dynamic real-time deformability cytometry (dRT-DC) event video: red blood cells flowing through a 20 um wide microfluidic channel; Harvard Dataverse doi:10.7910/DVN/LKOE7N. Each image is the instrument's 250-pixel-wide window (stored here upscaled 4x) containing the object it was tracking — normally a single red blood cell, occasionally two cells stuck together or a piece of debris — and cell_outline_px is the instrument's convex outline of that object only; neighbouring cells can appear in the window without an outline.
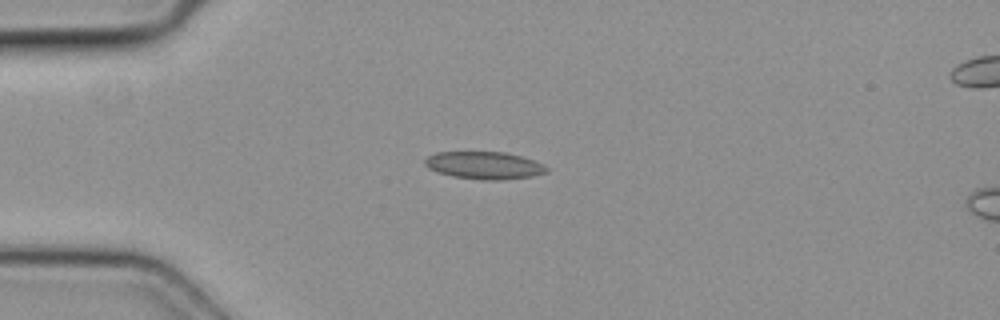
{"species": "common noctule bat (a hibernating species)", "species_latin": "Nyctalus noctula", "temperature_condition": "cold", "stored_images_in_passage": 3, "camera_frame_rate_fps": 3000, "um_per_image_px": 0.085, "animal": {"sex": "female", "body_mass_g": 19.3, "forearm_length_mm": 54.1}, "frame": {"image": 1, "passage_image": 1, "time_ms": 0.0, "image_size_px": [1000, 320], "cell_outline_px": [[548, 172], [532, 176], [500, 180], [480, 180], [452, 176], [428, 168], [424, 164], [424, 160], [428, 156], [436, 152], [504, 152], [520, 156], [532, 160], [548, 168]], "centroid_in_image_um": [41.13, 14.06], "position_along_channel_um": 43.9, "area_um2": 19.31}}
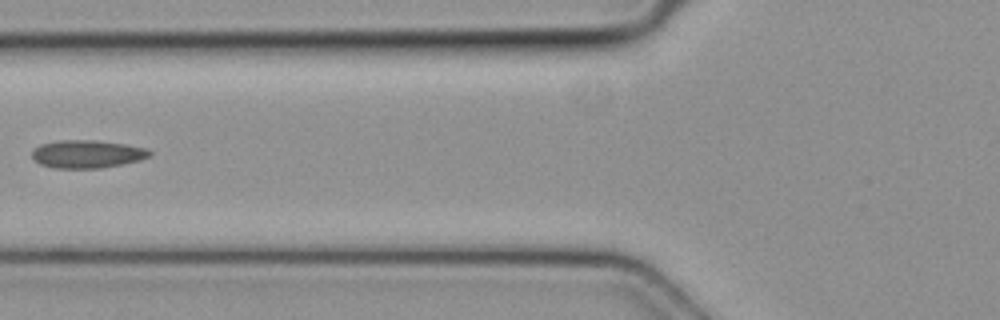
{"frame": {"image": 2, "passage_image": 3, "time_ms": 0.667, "image_size_px": [1000, 320], "cell_outline_px": [[152, 156], [140, 160], [100, 168], [52, 168], [40, 164], [32, 156], [32, 148], [40, 144], [60, 140], [92, 140], [124, 144], [144, 148], [152, 152]], "centroid_in_image_um": [7.38, 13.09], "position_along_channel_um": 118.4, "area_um2": 19.07}}